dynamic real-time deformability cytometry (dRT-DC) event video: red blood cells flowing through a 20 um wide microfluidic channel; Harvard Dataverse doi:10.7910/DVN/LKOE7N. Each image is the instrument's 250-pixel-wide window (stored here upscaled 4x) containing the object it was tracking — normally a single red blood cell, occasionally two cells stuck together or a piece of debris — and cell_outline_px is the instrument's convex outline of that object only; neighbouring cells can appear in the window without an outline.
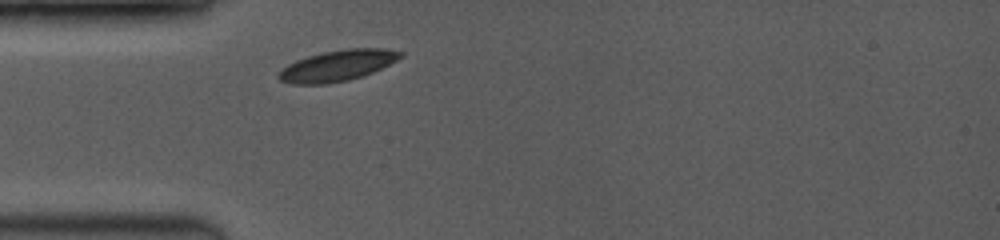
{"species": "common noctule bat (a hibernating species)", "species_latin": "Nyctalus noctula", "temperature_condition": "room temperature", "stored_images_in_passage": 1, "camera_frame_rate_fps": 3500, "um_per_image_px": 0.085, "animal": {"sex": "female", "body_mass_g": 19.0, "forearm_length_mm": 53.3}, "frame": {"image": 1, "passage_image": 1, "time_ms": 0.0, "image_size_px": [1000, 240], "cell_outline_px": [[404, 56], [372, 72], [348, 80], [324, 84], [292, 84], [280, 80], [276, 76], [288, 64], [296, 60], [308, 56], [324, 52], [348, 48], [384, 48], [404, 52]], "centroid_in_image_um": [28.69, 5.57], "position_along_channel_um": 56.3, "area_um2": 21.68}}